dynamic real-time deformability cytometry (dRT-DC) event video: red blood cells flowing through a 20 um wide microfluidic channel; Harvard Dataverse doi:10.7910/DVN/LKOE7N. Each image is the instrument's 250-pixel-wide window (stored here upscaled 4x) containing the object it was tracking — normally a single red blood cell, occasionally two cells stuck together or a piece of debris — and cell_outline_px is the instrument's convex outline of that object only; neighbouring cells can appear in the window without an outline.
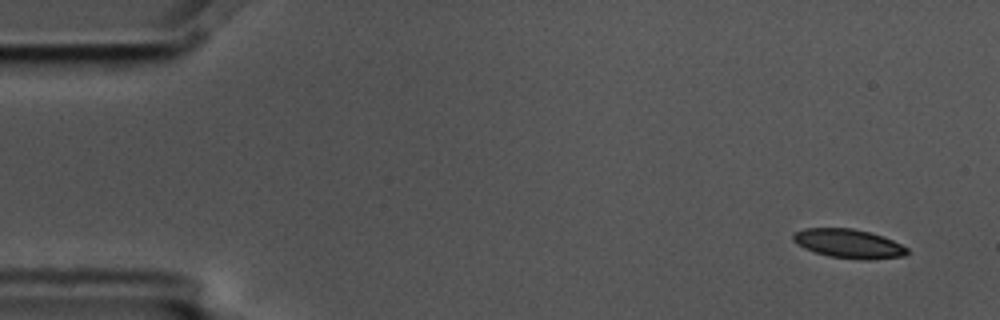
{"species": "common noctule bat (a hibernating species)", "species_latin": "Nyctalus noctula", "temperature_condition": "cold", "stored_images_in_passage": 9, "camera_frame_rate_fps": 3000, "um_per_image_px": 0.085, "animal": {"sex": "male", "body_mass_g": 17.5, "forearm_length_mm": 52.3}, "frame": {"image": 1, "passage_image": 1, "time_ms": 0.0, "image_size_px": [1000, 320], "cell_outline_px": [[908, 252], [904, 256], [872, 260], [860, 260], [828, 256], [804, 248], [796, 244], [792, 240], [792, 232], [804, 228], [852, 228], [884, 236], [908, 248]], "centroid_in_image_um": [72.11, 20.71], "position_along_channel_um": 12.9, "area_um2": 19.48}}
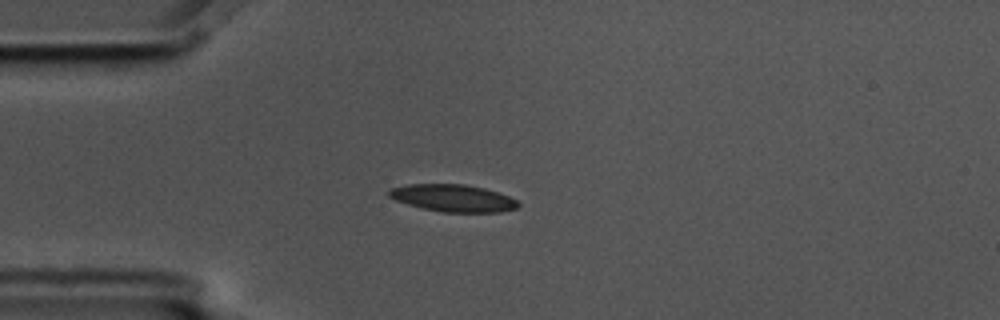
{"frame": {"image": 2, "passage_image": 4, "time_ms": 1.0, "image_size_px": [1000, 320], "cell_outline_px": [[520, 204], [516, 208], [500, 212], [440, 212], [408, 204], [396, 200], [388, 196], [388, 188], [408, 184], [464, 184], [484, 188], [508, 196], [516, 200]], "centroid_in_image_um": [38.48, 16.83], "position_along_channel_um": 46.5, "area_um2": 20.4}}